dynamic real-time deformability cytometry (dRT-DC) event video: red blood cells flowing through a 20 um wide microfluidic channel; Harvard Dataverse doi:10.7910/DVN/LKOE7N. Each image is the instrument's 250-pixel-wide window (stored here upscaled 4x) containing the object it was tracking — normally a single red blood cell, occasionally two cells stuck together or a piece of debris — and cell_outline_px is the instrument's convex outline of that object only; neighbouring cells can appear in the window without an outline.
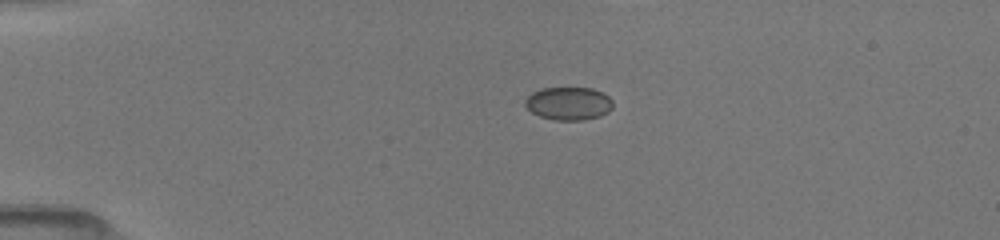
{"species": "common noctule bat (a hibernating species)", "species_latin": "Nyctalus noctula", "temperature_condition": "room temperature", "stored_images_in_passage": 43, "camera_frame_rate_fps": 3000, "um_per_image_px": 0.085, "animal": {"sex": "female", "body_mass_g": 19.5, "forearm_length_mm": 54.1}, "frame": {"image": 1, "passage_image": 12, "time_ms": 3.667, "image_size_px": [1000, 240], "cell_outline_px": [[612, 108], [608, 112], [600, 116], [584, 120], [556, 120], [540, 116], [532, 112], [524, 104], [524, 100], [532, 92], [540, 88], [592, 88], [604, 92], [612, 100]], "centroid_in_image_um": [48.34, 8.79], "position_along_channel_um": 36.7, "area_um2": 16.99}}
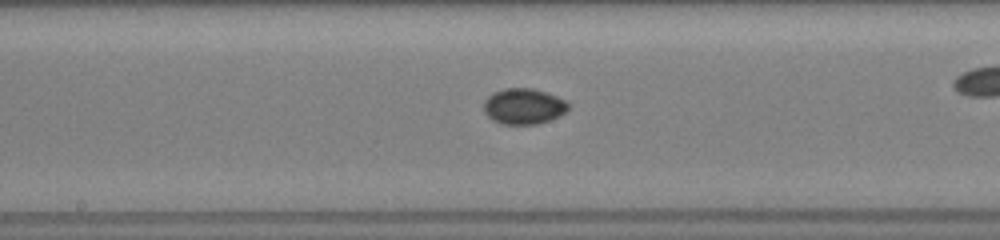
{"frame": {"image": 2, "passage_image": 28, "time_ms": 9.0, "image_size_px": [1000, 240], "cell_outline_px": [[568, 108], [564, 112], [548, 120], [536, 124], [500, 124], [492, 120], [484, 112], [484, 100], [492, 92], [504, 88], [532, 88], [556, 96], [564, 100], [568, 104]], "centroid_in_image_um": [44.44, 9.03], "position_along_channel_um": 203.8, "area_um2": 17.46}}
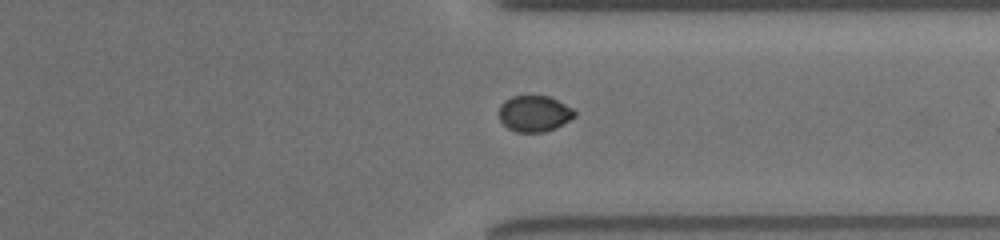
{"frame": {"image": 3, "passage_image": 40, "time_ms": 13.0, "image_size_px": [1000, 240], "cell_outline_px": [[576, 116], [556, 128], [544, 132], [516, 132], [508, 128], [500, 120], [500, 104], [504, 100], [512, 96], [548, 96], [572, 108], [576, 112]], "centroid_in_image_um": [45.42, 9.66], "position_along_channel_um": 366.0, "area_um2": 15.84}}